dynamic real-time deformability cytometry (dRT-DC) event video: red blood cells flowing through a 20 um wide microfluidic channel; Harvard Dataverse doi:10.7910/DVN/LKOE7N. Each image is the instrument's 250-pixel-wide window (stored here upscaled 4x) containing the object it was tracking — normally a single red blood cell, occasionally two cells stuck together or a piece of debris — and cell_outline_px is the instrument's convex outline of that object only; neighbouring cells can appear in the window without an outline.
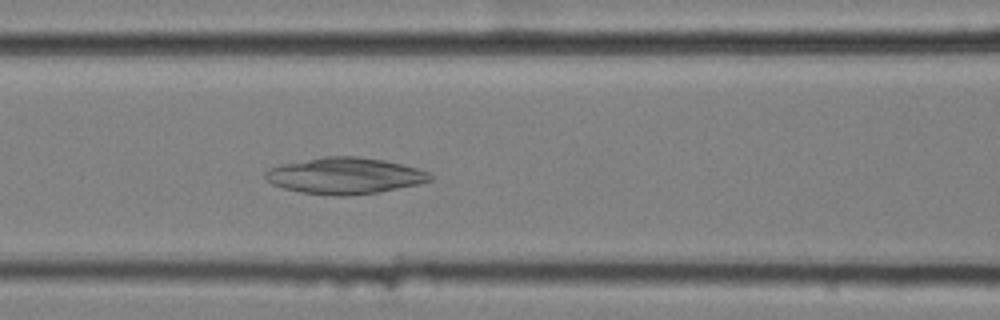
{"species": "common noctule bat (a hibernating species)", "species_latin": "Nyctalus noctula", "temperature_condition": "cold", "stored_images_in_passage": 7, "camera_frame_rate_fps": 3000, "um_per_image_px": 0.085, "animal": {"sex": "female", "body_mass_g": 25.1}, "frame": {"image": 1, "passage_image": 6, "time_ms": 1.667, "image_size_px": [1000, 320], "cell_outline_px": [[432, 180], [420, 184], [376, 192], [344, 196], [336, 196], [304, 192], [284, 188], [272, 184], [264, 176], [264, 172], [268, 168], [280, 164], [324, 156], [356, 156], [384, 160], [416, 168], [428, 172], [432, 176]], "centroid_in_image_um": [29.29, 14.93], "position_along_channel_um": 137.3, "area_um2": 34.68}}